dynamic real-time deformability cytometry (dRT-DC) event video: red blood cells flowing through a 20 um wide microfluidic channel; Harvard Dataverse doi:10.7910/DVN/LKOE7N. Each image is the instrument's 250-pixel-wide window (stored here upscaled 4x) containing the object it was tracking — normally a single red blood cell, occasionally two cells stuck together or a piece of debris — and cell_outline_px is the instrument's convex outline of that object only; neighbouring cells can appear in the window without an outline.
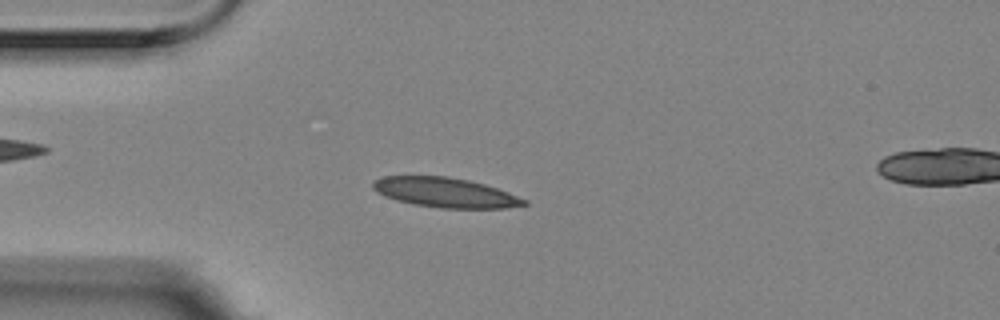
{"species": "Egyptian fruit bat (a non-hibernating species)", "species_latin": "Rousettus aegyptiacus", "temperature_condition": "room temperature", "stored_images_in_passage": 56, "segment_of_instrument_passage": [1, 2], "camera_frame_rate_fps": 3000, "um_per_image_px": 0.085, "animal": {"sex": "female"}, "frame": {"image": 1, "passage_image": 13, "time_ms": 4.0, "image_size_px": [1000, 320], "cell_outline_px": [[528, 204], [504, 208], [440, 208], [416, 204], [396, 200], [384, 196], [376, 192], [372, 188], [372, 180], [384, 176], [448, 176], [468, 180], [484, 184], [508, 192], [528, 200]], "centroid_in_image_um": [37.82, 16.36], "position_along_channel_um": 47.2, "area_um2": 26.18}}
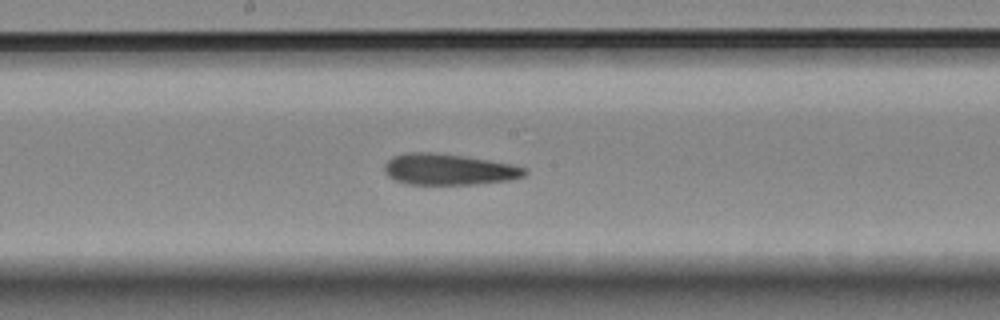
{"frame": {"image": 2, "passage_image": 28, "time_ms": 9.0, "image_size_px": [1000, 320], "cell_outline_px": [[528, 172], [524, 176], [512, 180], [476, 184], [408, 184], [396, 180], [388, 176], [384, 172], [384, 164], [392, 156], [408, 152], [436, 152], [464, 156], [512, 164], [524, 168]], "centroid_in_image_um": [38.13, 14.39], "position_along_channel_um": 210.1, "area_um2": 25.55}}
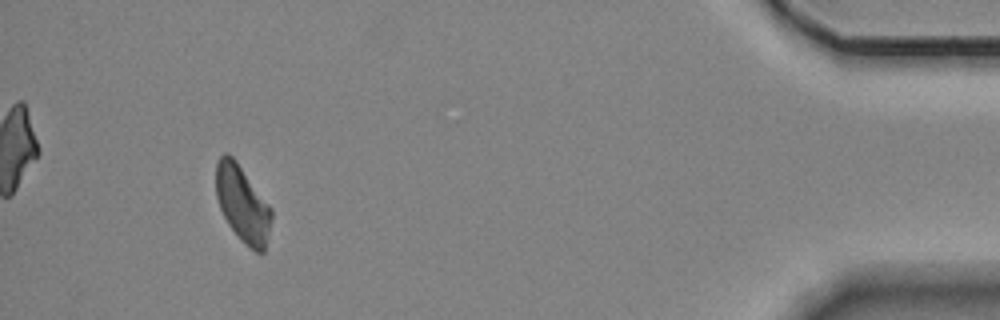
{"frame": {"image": 3, "passage_image": 51, "time_ms": 16.667, "image_size_px": [1000, 320], "cell_outline_px": [[272, 220], [264, 252], [256, 252], [244, 244], [240, 240], [228, 224], [220, 208], [216, 196], [216, 160], [224, 152], [228, 152], [236, 160], [272, 208]], "centroid_in_image_um": [20.61, 17.32], "position_along_channel_um": 414.6, "area_um2": 24.85}}